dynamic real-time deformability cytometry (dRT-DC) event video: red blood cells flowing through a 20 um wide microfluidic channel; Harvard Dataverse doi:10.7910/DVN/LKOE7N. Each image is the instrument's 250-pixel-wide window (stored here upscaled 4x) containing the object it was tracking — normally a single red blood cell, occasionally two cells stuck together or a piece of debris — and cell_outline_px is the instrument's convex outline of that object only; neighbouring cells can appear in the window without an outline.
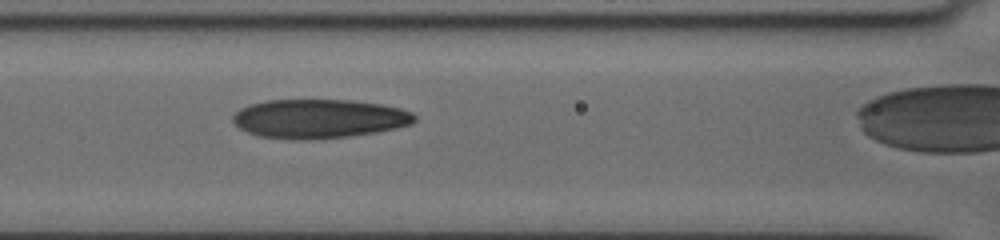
{"species": "human", "species_latin": "Homo sapiens", "temperature_condition": "cold", "stored_images_in_passage": 33, "camera_frame_rate_fps": 3000, "um_per_image_px": 0.085, "donor": {"sex": "female"}, "frame": {"image": 1, "passage_image": 17, "time_ms": 7.333, "image_size_px": [1000, 240], "cell_outline_px": [[416, 120], [412, 124], [396, 128], [376, 132], [352, 136], [308, 140], [292, 140], [260, 136], [248, 132], [240, 128], [232, 120], [232, 116], [240, 108], [252, 104], [268, 100], [352, 100], [380, 104], [400, 108], [412, 112], [416, 116]], "centroid_in_image_um": [27.14, 10.09], "position_along_channel_um": 139.5, "area_um2": 41.44}}
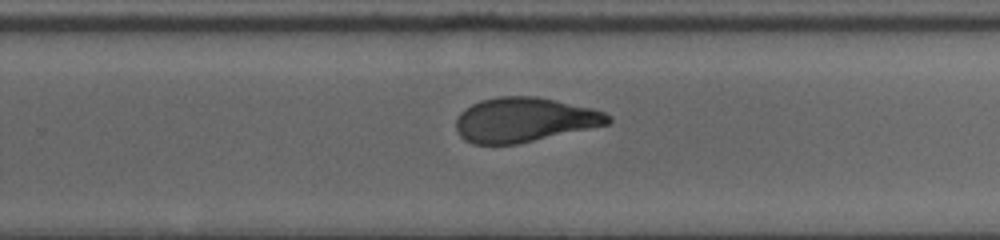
{"frame": {"image": 2, "passage_image": 26, "time_ms": 11.333, "image_size_px": [1000, 240], "cell_outline_px": [[612, 120], [608, 124], [516, 144], [472, 144], [464, 140], [460, 136], [456, 128], [456, 120], [460, 112], [472, 104], [480, 100], [500, 96], [536, 96], [588, 108], [604, 112], [612, 116]], "centroid_in_image_um": [44.52, 10.18], "position_along_channel_um": 285.3, "area_um2": 39.02}}
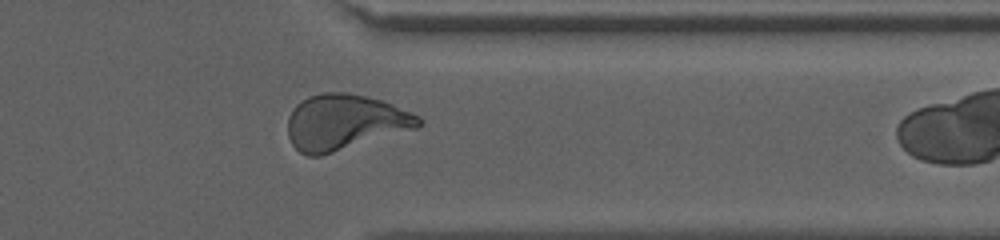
{"frame": {"image": 3, "passage_image": 32, "time_ms": 14.0, "image_size_px": [1000, 240], "cell_outline_px": [[424, 124], [416, 128], [320, 156], [308, 156], [300, 152], [292, 144], [288, 136], [288, 116], [292, 108], [296, 104], [308, 96], [324, 92], [348, 92], [380, 100], [392, 104], [412, 112], [420, 116], [424, 120]], "centroid_in_image_um": [29.3, 10.38], "position_along_channel_um": 382.1, "area_um2": 42.37}}